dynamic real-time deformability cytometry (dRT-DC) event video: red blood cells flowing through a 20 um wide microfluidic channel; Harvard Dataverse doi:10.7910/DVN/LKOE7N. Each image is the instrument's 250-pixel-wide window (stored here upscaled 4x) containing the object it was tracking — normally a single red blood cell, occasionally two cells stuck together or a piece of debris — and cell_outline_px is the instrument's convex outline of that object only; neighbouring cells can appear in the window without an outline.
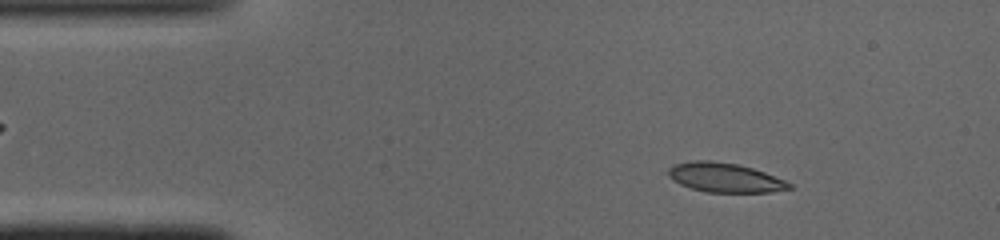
{"species": "common noctule bat (a hibernating species)", "species_latin": "Nyctalus noctula", "temperature_condition": "cold", "stored_images_in_passage": 48, "camera_frame_rate_fps": 3000, "um_per_image_px": 0.085, "animal": {"sex": "male", "body_mass_g": 19.0, "forearm_length_mm": 50.8}, "frame": {"image": 1, "passage_image": 6, "time_ms": 1.667, "image_size_px": [1000, 240], "cell_outline_px": [[792, 188], [772, 192], [704, 192], [680, 184], [672, 180], [668, 176], [668, 168], [672, 164], [692, 160], [708, 160], [736, 164], [752, 168], [764, 172], [784, 180], [792, 184]], "centroid_in_image_um": [61.57, 15.09], "position_along_channel_um": 23.4, "area_um2": 20.69}}
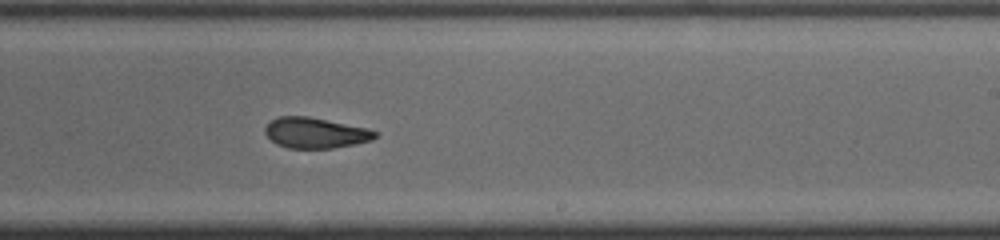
{"frame": {"image": 2, "passage_image": 28, "time_ms": 9.0, "image_size_px": [1000, 240], "cell_outline_px": [[376, 136], [372, 140], [356, 144], [332, 148], [288, 148], [276, 144], [264, 132], [264, 128], [276, 116], [308, 116], [368, 128], [376, 132]], "centroid_in_image_um": [26.8, 11.29], "position_along_channel_um": 262.2, "area_um2": 19.59}}
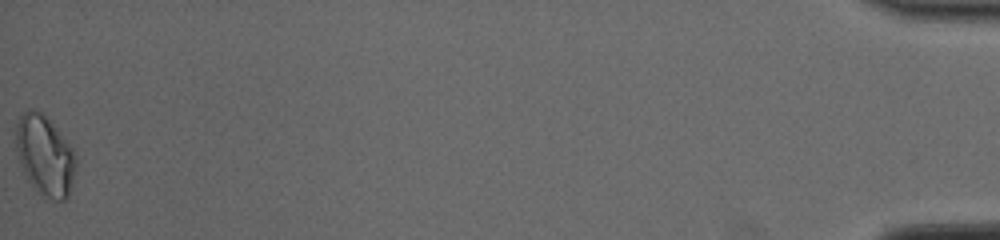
{"frame": {"image": 3, "passage_image": 48, "time_ms": 15.667, "image_size_px": [1000, 240], "cell_outline_px": [[76, 168], [72, 184], [68, 196], [64, 200], [52, 200], [44, 196], [28, 180], [20, 164], [16, 148], [16, 124], [20, 116], [28, 108], [40, 112], [56, 128], [72, 148], [76, 156]], "centroid_in_image_um": [3.82, 13.22], "position_along_channel_um": 431.4, "area_um2": 27.57}, "authors_computed_cell_mechanics": {"area_um2": 20.9814, "velocity_mm_per_s": 4.1025, "shape_relaxation_time_tau1_ms": 7.1039, "shape_relaxation_time_tau2_ms": 1.8415, "deformation_change_tau1": 0.2, "deformation_change_tau2": 0.0874}}